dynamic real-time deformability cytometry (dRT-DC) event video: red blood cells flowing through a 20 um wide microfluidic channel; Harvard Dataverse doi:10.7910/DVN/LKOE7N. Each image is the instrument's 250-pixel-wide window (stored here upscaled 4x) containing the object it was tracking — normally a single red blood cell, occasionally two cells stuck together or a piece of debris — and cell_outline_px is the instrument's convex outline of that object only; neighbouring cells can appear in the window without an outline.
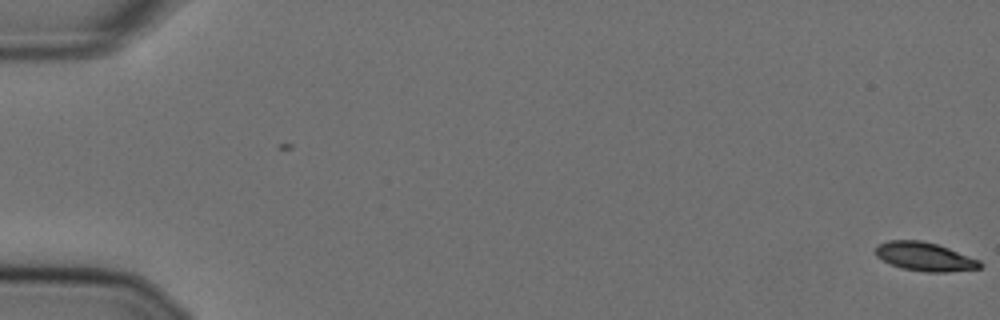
{"species": "Egyptian fruit bat (a non-hibernating species)", "species_latin": "Rousettus aegyptiacus", "temperature_condition": "cold", "stored_images_in_passage": 10, "camera_frame_rate_fps": 3000, "um_per_image_px": 0.085, "animal": {"sex": "female"}, "frame": {"image": 1, "passage_image": 1, "time_ms": 0.0, "image_size_px": [1000, 320], "cell_outline_px": [[984, 264], [980, 268], [948, 272], [924, 272], [904, 268], [892, 264], [876, 256], [876, 244], [888, 240], [920, 240], [936, 244], [948, 248], [980, 260]], "centroid_in_image_um": [78.62, 21.81], "position_along_channel_um": 6.4, "area_um2": 17.34}}